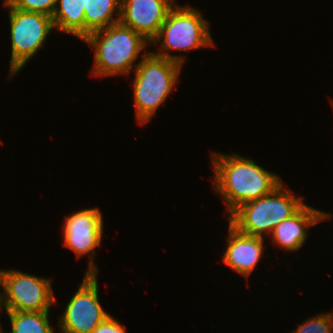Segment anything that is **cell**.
<instances>
[{"mask_svg":"<svg viewBox=\"0 0 333 333\" xmlns=\"http://www.w3.org/2000/svg\"><path fill=\"white\" fill-rule=\"evenodd\" d=\"M6 313L11 324L10 333H54L49 320V312L20 311Z\"/></svg>","mask_w":333,"mask_h":333,"instance_id":"9a60e30c","label":"cell"},{"mask_svg":"<svg viewBox=\"0 0 333 333\" xmlns=\"http://www.w3.org/2000/svg\"><path fill=\"white\" fill-rule=\"evenodd\" d=\"M82 41L94 49L91 73L95 77L130 76L131 70L138 65L136 59L140 55L144 58L149 53L146 48L151 46L143 35L120 22L94 31Z\"/></svg>","mask_w":333,"mask_h":333,"instance_id":"7a4b0ae2","label":"cell"},{"mask_svg":"<svg viewBox=\"0 0 333 333\" xmlns=\"http://www.w3.org/2000/svg\"><path fill=\"white\" fill-rule=\"evenodd\" d=\"M213 189L219 193L229 216L241 205L271 193L282 183L280 176L267 171L251 158L238 153L213 152Z\"/></svg>","mask_w":333,"mask_h":333,"instance_id":"6da1fadb","label":"cell"},{"mask_svg":"<svg viewBox=\"0 0 333 333\" xmlns=\"http://www.w3.org/2000/svg\"><path fill=\"white\" fill-rule=\"evenodd\" d=\"M291 333H333V311L316 314Z\"/></svg>","mask_w":333,"mask_h":333,"instance_id":"2e32d148","label":"cell"},{"mask_svg":"<svg viewBox=\"0 0 333 333\" xmlns=\"http://www.w3.org/2000/svg\"><path fill=\"white\" fill-rule=\"evenodd\" d=\"M283 182L271 193L238 207L228 222L239 232L262 237L270 236L284 219L292 216L303 204V196L297 197ZM269 234V235H268Z\"/></svg>","mask_w":333,"mask_h":333,"instance_id":"5b68a950","label":"cell"},{"mask_svg":"<svg viewBox=\"0 0 333 333\" xmlns=\"http://www.w3.org/2000/svg\"><path fill=\"white\" fill-rule=\"evenodd\" d=\"M0 286L1 288H3V284H2V281H1V278H0ZM1 290V289H0ZM4 300H3V291L1 290L0 292V313L2 312V310H4ZM1 315V314H0Z\"/></svg>","mask_w":333,"mask_h":333,"instance_id":"d6986e66","label":"cell"},{"mask_svg":"<svg viewBox=\"0 0 333 333\" xmlns=\"http://www.w3.org/2000/svg\"><path fill=\"white\" fill-rule=\"evenodd\" d=\"M209 25L200 10L189 5L181 6L176 2L168 12L158 35L150 43L156 45L160 42L158 51L151 52L183 65L186 56L172 55L170 51L189 52L216 46L211 38Z\"/></svg>","mask_w":333,"mask_h":333,"instance_id":"277c9868","label":"cell"},{"mask_svg":"<svg viewBox=\"0 0 333 333\" xmlns=\"http://www.w3.org/2000/svg\"><path fill=\"white\" fill-rule=\"evenodd\" d=\"M6 312H49L56 299L51 279L23 271L0 270Z\"/></svg>","mask_w":333,"mask_h":333,"instance_id":"52a82bcc","label":"cell"},{"mask_svg":"<svg viewBox=\"0 0 333 333\" xmlns=\"http://www.w3.org/2000/svg\"><path fill=\"white\" fill-rule=\"evenodd\" d=\"M333 214L303 204L292 216L278 224L269 236L277 247L289 252H296L308 238L309 229L316 224L330 220ZM308 230V231H307Z\"/></svg>","mask_w":333,"mask_h":333,"instance_id":"8fae6325","label":"cell"},{"mask_svg":"<svg viewBox=\"0 0 333 333\" xmlns=\"http://www.w3.org/2000/svg\"><path fill=\"white\" fill-rule=\"evenodd\" d=\"M85 1L57 0L52 15L54 28L83 40L85 38Z\"/></svg>","mask_w":333,"mask_h":333,"instance_id":"4fadbf2b","label":"cell"},{"mask_svg":"<svg viewBox=\"0 0 333 333\" xmlns=\"http://www.w3.org/2000/svg\"><path fill=\"white\" fill-rule=\"evenodd\" d=\"M91 333H127L124 326L117 319L110 315L100 323Z\"/></svg>","mask_w":333,"mask_h":333,"instance_id":"ac0fdd59","label":"cell"},{"mask_svg":"<svg viewBox=\"0 0 333 333\" xmlns=\"http://www.w3.org/2000/svg\"><path fill=\"white\" fill-rule=\"evenodd\" d=\"M3 4L9 9L11 58L8 78L12 79L44 46L55 28L52 17L46 14L13 8L5 0Z\"/></svg>","mask_w":333,"mask_h":333,"instance_id":"8992f818","label":"cell"},{"mask_svg":"<svg viewBox=\"0 0 333 333\" xmlns=\"http://www.w3.org/2000/svg\"><path fill=\"white\" fill-rule=\"evenodd\" d=\"M176 0H121L119 22L151 42Z\"/></svg>","mask_w":333,"mask_h":333,"instance_id":"30bf717a","label":"cell"},{"mask_svg":"<svg viewBox=\"0 0 333 333\" xmlns=\"http://www.w3.org/2000/svg\"><path fill=\"white\" fill-rule=\"evenodd\" d=\"M97 274H84V278L59 316L60 333H91L110 314L99 300Z\"/></svg>","mask_w":333,"mask_h":333,"instance_id":"ba28073f","label":"cell"},{"mask_svg":"<svg viewBox=\"0 0 333 333\" xmlns=\"http://www.w3.org/2000/svg\"><path fill=\"white\" fill-rule=\"evenodd\" d=\"M11 7L52 17L57 0H5Z\"/></svg>","mask_w":333,"mask_h":333,"instance_id":"e0dca14e","label":"cell"},{"mask_svg":"<svg viewBox=\"0 0 333 333\" xmlns=\"http://www.w3.org/2000/svg\"><path fill=\"white\" fill-rule=\"evenodd\" d=\"M62 225L63 245L78 258L88 256L85 274H97L95 250L102 242L103 214L97 207L85 208L66 216Z\"/></svg>","mask_w":333,"mask_h":333,"instance_id":"9c48e42d","label":"cell"},{"mask_svg":"<svg viewBox=\"0 0 333 333\" xmlns=\"http://www.w3.org/2000/svg\"><path fill=\"white\" fill-rule=\"evenodd\" d=\"M3 331V329H2V326H1V324H0V333H4V331Z\"/></svg>","mask_w":333,"mask_h":333,"instance_id":"ffe728a7","label":"cell"},{"mask_svg":"<svg viewBox=\"0 0 333 333\" xmlns=\"http://www.w3.org/2000/svg\"><path fill=\"white\" fill-rule=\"evenodd\" d=\"M134 69L133 96L136 120L148 124L180 82L182 64L154 55L151 50Z\"/></svg>","mask_w":333,"mask_h":333,"instance_id":"3957f363","label":"cell"},{"mask_svg":"<svg viewBox=\"0 0 333 333\" xmlns=\"http://www.w3.org/2000/svg\"><path fill=\"white\" fill-rule=\"evenodd\" d=\"M264 240L262 237L241 233L229 223L223 263L247 278L263 256Z\"/></svg>","mask_w":333,"mask_h":333,"instance_id":"7c38bea8","label":"cell"},{"mask_svg":"<svg viewBox=\"0 0 333 333\" xmlns=\"http://www.w3.org/2000/svg\"><path fill=\"white\" fill-rule=\"evenodd\" d=\"M120 8L121 0H86L85 38L94 31L105 29L119 22Z\"/></svg>","mask_w":333,"mask_h":333,"instance_id":"5bb4252c","label":"cell"}]
</instances>
